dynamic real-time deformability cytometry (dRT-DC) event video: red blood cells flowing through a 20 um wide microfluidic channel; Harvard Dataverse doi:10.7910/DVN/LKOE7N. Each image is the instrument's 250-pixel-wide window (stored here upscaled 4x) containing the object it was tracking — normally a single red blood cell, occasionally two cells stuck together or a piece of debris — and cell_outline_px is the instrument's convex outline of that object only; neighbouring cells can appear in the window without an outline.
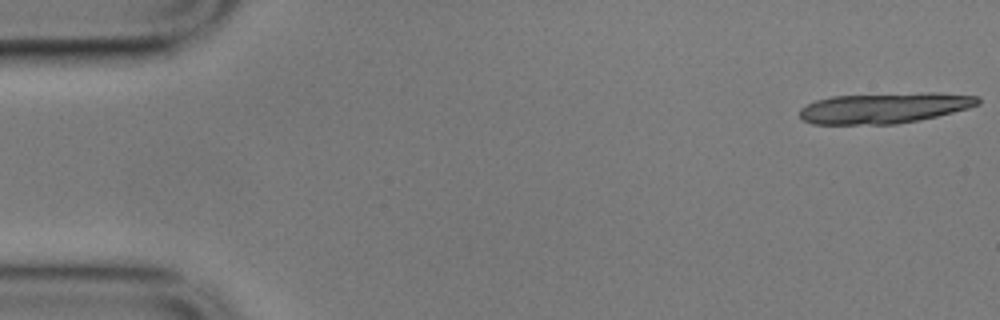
{"species": "common noctule bat (a hibernating species)", "species_latin": "Nyctalus noctula", "temperature_condition": "cold", "stored_images_in_passage": 18, "camera_frame_rate_fps": 3000, "um_per_image_px": 0.085, "animal": {"sex": "male", "body_mass_g": 17.9}, "frame": {"image": 1, "passage_image": 1, "time_ms": 0.0, "image_size_px": [1000, 320], "cell_outline_px": [[980, 104], [968, 108], [936, 116], [896, 124], [812, 124], [800, 120], [800, 108], [816, 100], [832, 96], [924, 92], [936, 92], [980, 96]], "centroid_in_image_um": [75.17, 9.17], "position_along_channel_um": 9.8, "area_um2": 31.91}}